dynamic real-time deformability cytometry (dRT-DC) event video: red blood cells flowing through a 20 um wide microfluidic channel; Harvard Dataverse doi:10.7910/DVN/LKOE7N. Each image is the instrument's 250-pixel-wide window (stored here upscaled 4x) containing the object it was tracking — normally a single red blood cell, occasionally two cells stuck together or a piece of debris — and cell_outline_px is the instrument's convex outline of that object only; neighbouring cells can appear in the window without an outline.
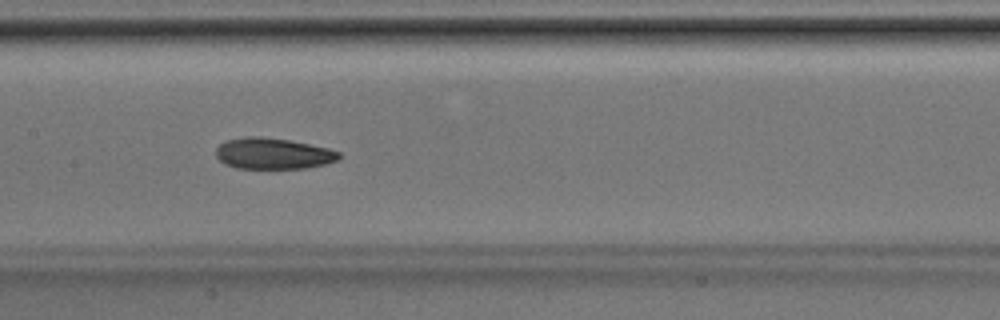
{"species": "Egyptian fruit bat (a non-hibernating species)", "species_latin": "Rousettus aegyptiacus", "temperature_condition": "room temperature", "stored_images_in_passage": 31, "segment_of_instrument_passage": [1, 2], "camera_frame_rate_fps": 3000, "um_per_image_px": 0.085, "animal": {"sex": "male"}, "frame": {"image": 1, "passage_image": 10, "time_ms": 3.0, "image_size_px": [1000, 320], "cell_outline_px": [[340, 156], [336, 160], [324, 164], [308, 168], [236, 168], [224, 164], [216, 156], [216, 148], [220, 144], [228, 140], [244, 136], [260, 136], [292, 140], [328, 148], [340, 152]], "centroid_in_image_um": [23.19, 13.04], "position_along_channel_um": 184.2, "area_um2": 22.37}}
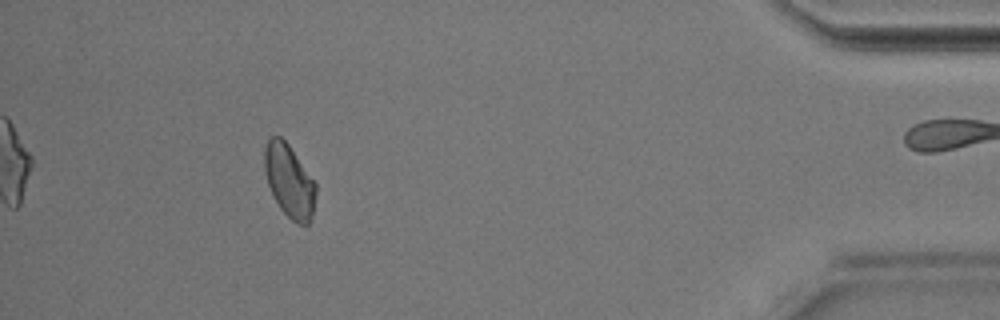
{"frame": {"image": 2, "passage_image": 27, "time_ms": 8.667, "image_size_px": [1000, 320], "cell_outline_px": [[316, 192], [312, 216], [308, 224], [296, 224], [280, 208], [268, 184], [264, 172], [264, 148], [268, 140], [272, 136], [280, 136], [288, 144], [316, 184]], "centroid_in_image_um": [24.58, 15.38], "position_along_channel_um": 410.6, "area_um2": 21.5}}